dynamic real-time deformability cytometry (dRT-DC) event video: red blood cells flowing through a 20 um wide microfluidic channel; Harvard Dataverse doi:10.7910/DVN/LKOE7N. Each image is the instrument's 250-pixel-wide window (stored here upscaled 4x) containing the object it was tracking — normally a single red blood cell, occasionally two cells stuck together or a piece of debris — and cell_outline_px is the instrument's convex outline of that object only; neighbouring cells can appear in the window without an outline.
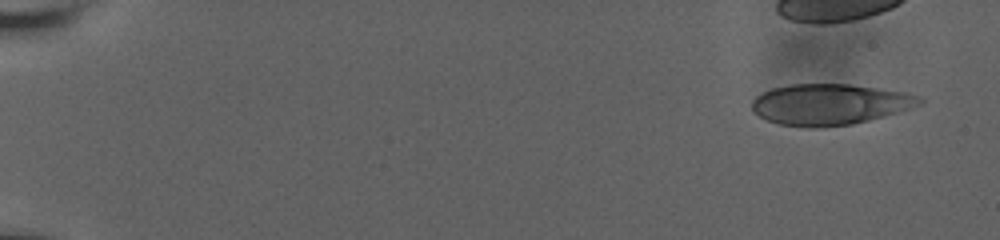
{"species": "human", "species_latin": "Homo sapiens", "temperature_condition": "room temperature", "stored_images_in_passage": 44, "camera_frame_rate_fps": 3000, "um_per_image_px": 0.085, "donor": {"sex": "male"}, "frame": {"image": 1, "passage_image": 1, "time_ms": 0.0, "image_size_px": [1000, 240], "cell_outline_px": [[924, 100], [920, 104], [912, 108], [884, 116], [852, 124], [816, 128], [812, 128], [780, 124], [768, 120], [752, 112], [752, 100], [756, 96], [772, 88], [792, 84], [848, 84], [908, 92], [924, 96]], "centroid_in_image_um": [70.57, 8.86], "position_along_channel_um": 14.4, "area_um2": 40.17}}